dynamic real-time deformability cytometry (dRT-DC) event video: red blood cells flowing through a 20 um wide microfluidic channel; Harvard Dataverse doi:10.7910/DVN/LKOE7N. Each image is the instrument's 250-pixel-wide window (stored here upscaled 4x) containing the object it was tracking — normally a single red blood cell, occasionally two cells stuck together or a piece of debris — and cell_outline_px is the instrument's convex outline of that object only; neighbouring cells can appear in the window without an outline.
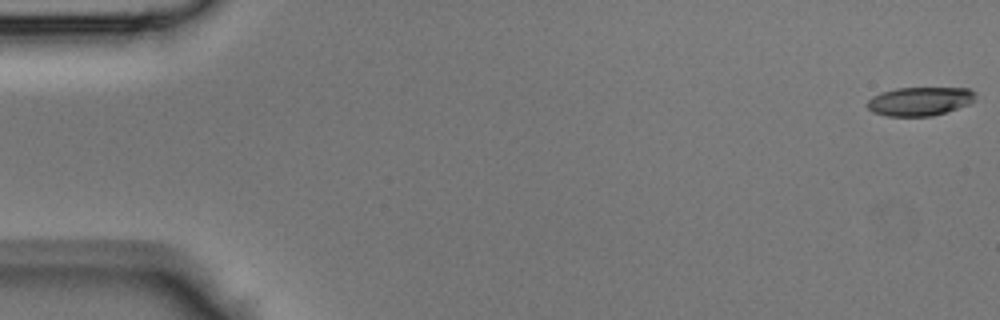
{"species": "Egyptian fruit bat (a non-hibernating species)", "species_latin": "Rousettus aegyptiacus", "temperature_condition": "room temperature", "stored_images_in_passage": 44, "camera_frame_rate_fps": 3000, "um_per_image_px": 0.085, "animal": {"sex": "male"}, "frame": {"image": 1, "passage_image": 1, "time_ms": 0.0, "image_size_px": [1000, 320], "cell_outline_px": [[976, 92], [972, 100], [968, 104], [932, 116], [888, 116], [872, 112], [868, 108], [868, 100], [872, 96], [880, 92], [896, 88], [968, 88]], "centroid_in_image_um": [78.13, 8.6], "position_along_channel_um": 6.9, "area_um2": 17.92}}
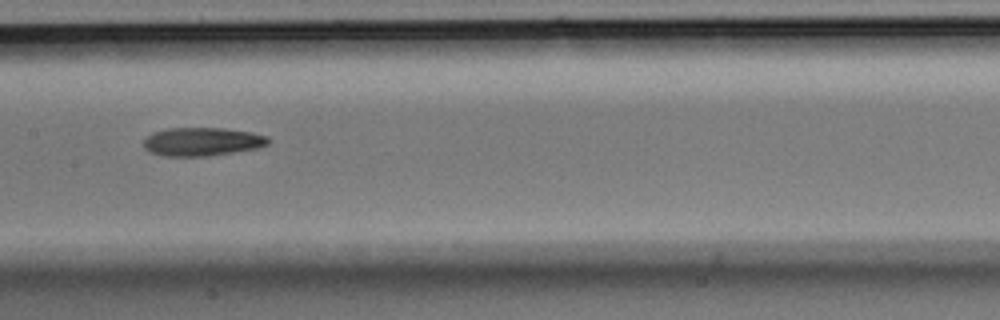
{"frame": {"image": 2, "passage_image": 22, "time_ms": 7.0, "image_size_px": [1000, 320], "cell_outline_px": [[272, 140], [268, 144], [256, 148], [208, 156], [164, 156], [152, 152], [144, 148], [144, 140], [148, 136], [156, 132], [168, 128], [224, 128], [252, 132], [268, 136]], "centroid_in_image_um": [17.23, 12.04], "position_along_channel_um": 190.2, "area_um2": 20.52}}
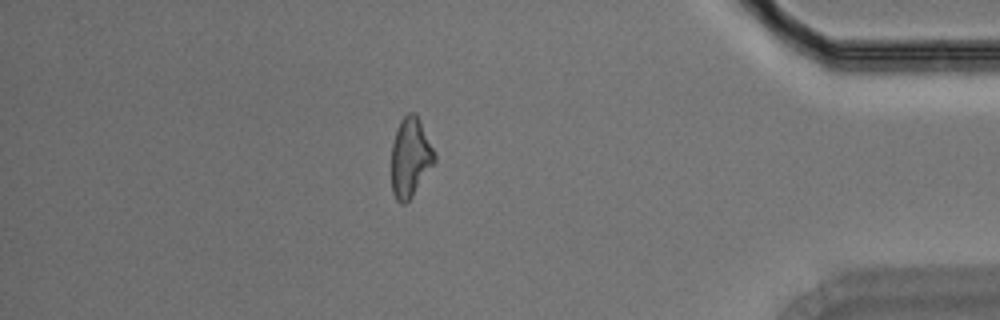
{"frame": {"image": 3, "passage_image": 38, "time_ms": 12.333, "image_size_px": [1000, 320], "cell_outline_px": [[436, 160], [412, 196], [404, 204], [400, 204], [396, 200], [392, 192], [392, 144], [400, 120], [408, 112], [416, 112], [436, 156]], "centroid_in_image_um": [34.86, 13.38], "position_along_channel_um": 400.3, "area_um2": 19.65}}